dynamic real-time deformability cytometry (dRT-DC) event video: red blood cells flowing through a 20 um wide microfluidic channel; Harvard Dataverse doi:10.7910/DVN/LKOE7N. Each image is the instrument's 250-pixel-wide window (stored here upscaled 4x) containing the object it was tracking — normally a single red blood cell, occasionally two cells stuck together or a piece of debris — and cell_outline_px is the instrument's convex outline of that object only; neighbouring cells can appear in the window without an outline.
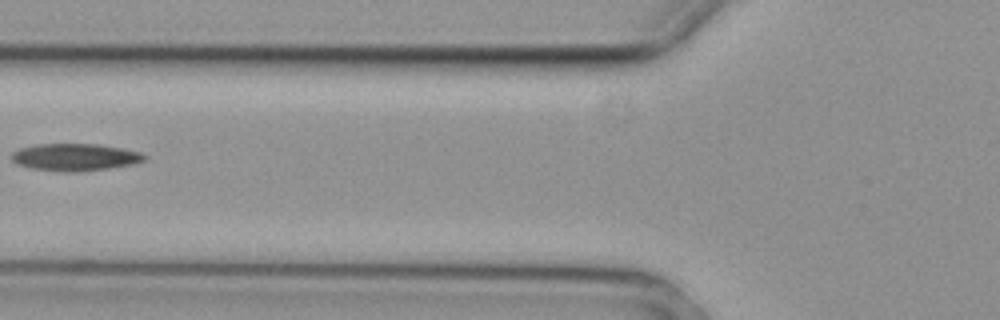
{"species": "common noctule bat (a hibernating species)", "species_latin": "Nyctalus noctula", "temperature_condition": "cold", "stored_images_in_passage": 3, "camera_frame_rate_fps": 3000, "um_per_image_px": 0.085, "animal": {"sex": "female", "body_mass_g": 29.2, "forearm_length_mm": 56.3}, "frame": {"image": 1, "passage_image": 2, "time_ms": 0.333, "image_size_px": [1000, 320], "cell_outline_px": [[148, 156], [144, 160], [132, 164], [108, 168], [76, 172], [64, 172], [32, 168], [16, 164], [12, 160], [12, 152], [20, 148], [36, 144], [96, 144], [120, 148], [140, 152]], "centroid_in_image_um": [6.35, 13.36], "position_along_channel_um": 119.4, "area_um2": 20.92}}
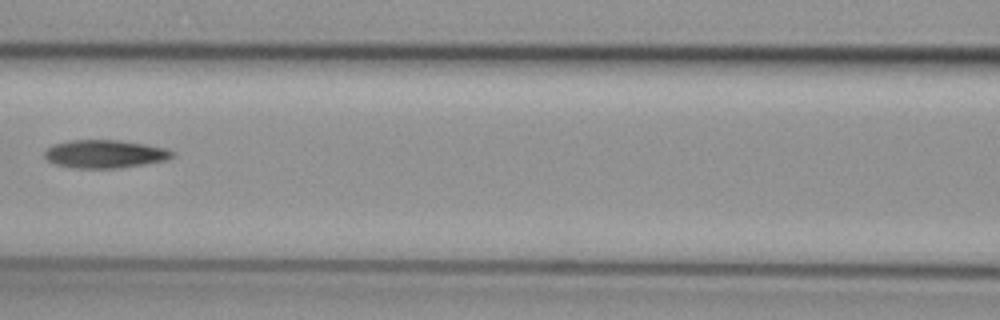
{"frame": {"image": 2, "passage_image": 3, "time_ms": 0.667, "image_size_px": [1000, 320], "cell_outline_px": [[176, 156], [168, 160], [120, 168], [72, 168], [56, 164], [48, 160], [44, 156], [44, 152], [48, 148], [56, 144], [72, 140], [120, 140], [168, 148], [176, 152]], "centroid_in_image_um": [8.99, 13.09], "position_along_channel_um": 157.6, "area_um2": 21.04}}